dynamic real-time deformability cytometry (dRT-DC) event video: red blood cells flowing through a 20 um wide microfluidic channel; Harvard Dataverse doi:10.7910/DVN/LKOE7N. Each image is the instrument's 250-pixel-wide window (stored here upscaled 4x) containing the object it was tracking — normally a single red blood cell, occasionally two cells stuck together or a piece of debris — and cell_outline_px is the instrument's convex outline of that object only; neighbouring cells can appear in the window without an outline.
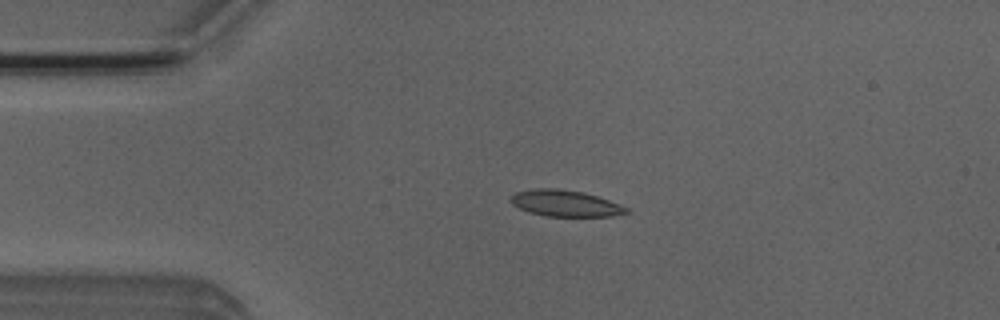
{"species": "Egyptian fruit bat (a non-hibernating species)", "species_latin": "Rousettus aegyptiacus", "temperature_condition": "room temperature", "stored_images_in_passage": 4, "camera_frame_rate_fps": 3000, "um_per_image_px": 0.085, "animal": {"sex": "male"}, "frame": {"image": 1, "passage_image": 3, "time_ms": 2.333, "image_size_px": [1000, 320], "cell_outline_px": [[632, 212], [612, 216], [548, 216], [528, 212], [512, 204], [508, 200], [516, 192], [536, 188], [556, 188], [584, 192], [620, 204], [628, 208]], "centroid_in_image_um": [48.06, 17.28], "position_along_channel_um": 36.9, "area_um2": 17.74}}